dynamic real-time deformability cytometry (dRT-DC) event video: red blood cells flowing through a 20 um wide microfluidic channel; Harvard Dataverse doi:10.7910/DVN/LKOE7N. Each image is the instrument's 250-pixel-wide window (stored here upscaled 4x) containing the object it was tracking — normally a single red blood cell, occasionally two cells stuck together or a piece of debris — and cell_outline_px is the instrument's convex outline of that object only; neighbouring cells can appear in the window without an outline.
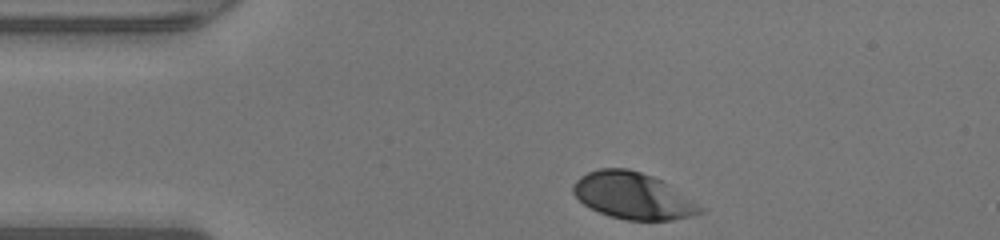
{"species": "human", "species_latin": "Homo sapiens", "temperature_condition": "warm", "stored_images_in_passage": 30, "camera_frame_rate_fps": 3000, "um_per_image_px": 0.085, "donor": {"sex": "male"}, "frame": {"image": 1, "passage_image": 1, "time_ms": 0.0, "image_size_px": [1000, 240], "cell_outline_px": [[704, 212], [692, 216], [672, 220], [624, 220], [608, 216], [584, 204], [572, 192], [572, 188], [576, 180], [580, 176], [588, 172], [600, 168], [628, 168], [652, 176], [660, 180], [704, 208]], "centroid_in_image_um": [53.77, 16.65], "position_along_channel_um": 31.2, "area_um2": 34.1}}
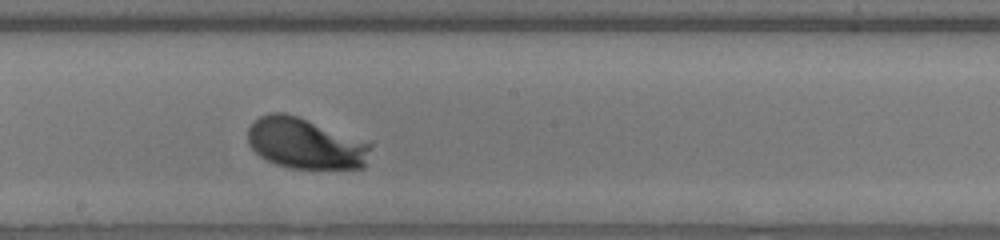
{"frame": {"image": 2, "passage_image": 18, "time_ms": 5.667, "image_size_px": [1000, 240], "cell_outline_px": [[372, 144], [364, 168], [292, 168], [276, 164], [260, 156], [248, 144], [248, 128], [260, 116], [268, 112], [284, 112], [296, 116]], "centroid_in_image_um": [25.92, 12.2], "position_along_channel_um": 222.3, "area_um2": 35.72}}
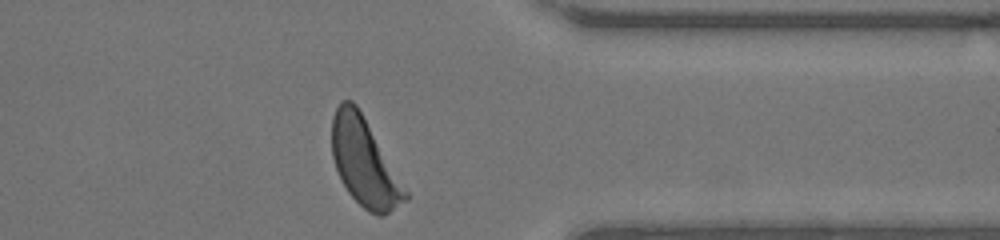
{"frame": {"image": 3, "passage_image": 30, "time_ms": 9.667, "image_size_px": [1000, 240], "cell_outline_px": [[408, 200], [384, 216], [376, 216], [368, 212], [348, 192], [336, 168], [332, 156], [332, 116], [340, 100], [352, 100], [356, 104], [408, 192]], "centroid_in_image_um": [30.97, 13.82], "position_along_channel_um": 380.4, "area_um2": 36.93}, "authors_computed_cell_mechanics": {"area_um2": 35.2869, "velocity_mm_per_s": 4.2358, "shape_relaxation_time_tau1_ms": 1.2789, "shape_relaxation_time_tau2_ms": 9.0794, "deformation_change_tau1": 0.1063, "deformation_change_tau2": 0.2003}}